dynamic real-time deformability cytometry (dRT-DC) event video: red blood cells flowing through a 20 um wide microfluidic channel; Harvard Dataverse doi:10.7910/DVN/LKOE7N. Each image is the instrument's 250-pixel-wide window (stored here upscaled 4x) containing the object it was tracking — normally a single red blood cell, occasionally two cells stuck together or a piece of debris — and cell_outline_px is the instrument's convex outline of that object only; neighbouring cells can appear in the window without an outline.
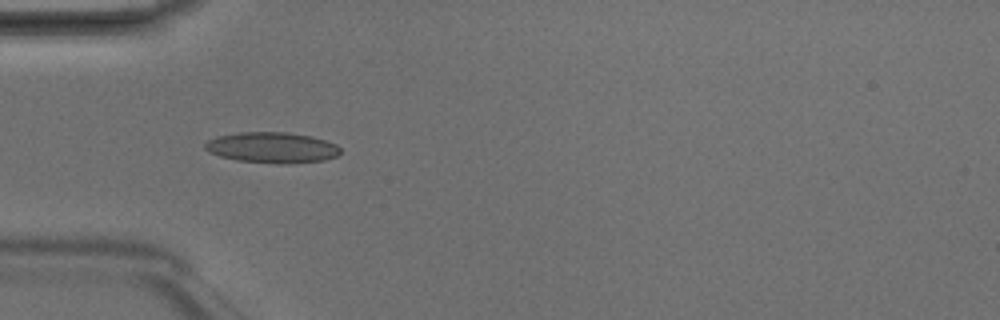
{"species": "Egyptian fruit bat (a non-hibernating species)", "species_latin": "Rousettus aegyptiacus", "temperature_condition": "room temperature", "stored_images_in_passage": 5, "camera_frame_rate_fps": 3000, "um_per_image_px": 0.085, "animal": {"sex": "male"}, "frame": {"image": 1, "passage_image": 4, "time_ms": 1.0, "image_size_px": [1000, 320], "cell_outline_px": [[340, 152], [336, 156], [324, 160], [288, 164], [280, 164], [236, 160], [220, 156], [208, 152], [204, 148], [204, 144], [208, 140], [216, 136], [240, 132], [288, 132], [312, 136], [336, 144], [340, 148]], "centroid_in_image_um": [23.1, 12.54], "position_along_channel_um": 61.9, "area_um2": 24.39}}